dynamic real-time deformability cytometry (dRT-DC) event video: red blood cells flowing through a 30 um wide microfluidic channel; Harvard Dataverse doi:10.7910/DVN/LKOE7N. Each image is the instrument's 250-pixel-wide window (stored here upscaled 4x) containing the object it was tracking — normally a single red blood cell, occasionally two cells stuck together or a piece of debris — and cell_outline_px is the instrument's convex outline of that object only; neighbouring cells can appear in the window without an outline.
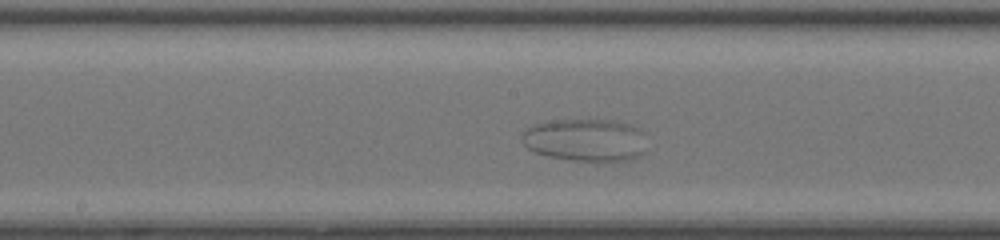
{"species": "common noctule bat (a hibernating species)", "species_latin": "Nyctalus noctula", "temperature_condition": "room temperature", "stored_images_in_passage": 41, "camera_frame_rate_fps": 3000, "um_per_image_px": 0.085, "animal": {"sex": "female", "body_mass_g": 20.0, "forearm_length_mm": 54.0}, "frame": {"image": 1, "passage_image": 17, "time_ms": 5.333, "image_size_px": [1000, 240], "cell_outline_px": [[644, 152], [640, 156], [632, 160], [572, 160], [548, 156], [536, 152], [528, 148], [520, 140], [520, 136], [532, 124], [548, 120], [616, 120], [640, 128]], "centroid_in_image_um": [49.71, 11.88], "position_along_channel_um": 198.5, "area_um2": 30.81}}
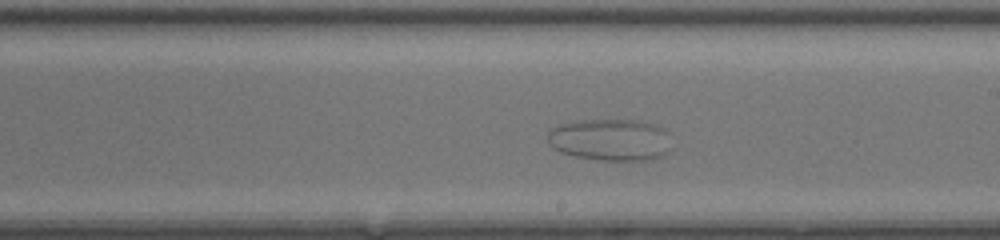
{"frame": {"image": 2, "passage_image": 20, "time_ms": 6.333, "image_size_px": [1000, 240], "cell_outline_px": [[668, 132], [664, 152], [660, 156], [652, 160], [600, 160], [576, 156], [560, 152], [552, 148], [548, 144], [548, 132], [552, 128], [560, 124], [584, 120], [640, 120], [656, 124]], "centroid_in_image_um": [51.81, 11.87], "position_along_channel_um": 237.2, "area_um2": 29.94}}